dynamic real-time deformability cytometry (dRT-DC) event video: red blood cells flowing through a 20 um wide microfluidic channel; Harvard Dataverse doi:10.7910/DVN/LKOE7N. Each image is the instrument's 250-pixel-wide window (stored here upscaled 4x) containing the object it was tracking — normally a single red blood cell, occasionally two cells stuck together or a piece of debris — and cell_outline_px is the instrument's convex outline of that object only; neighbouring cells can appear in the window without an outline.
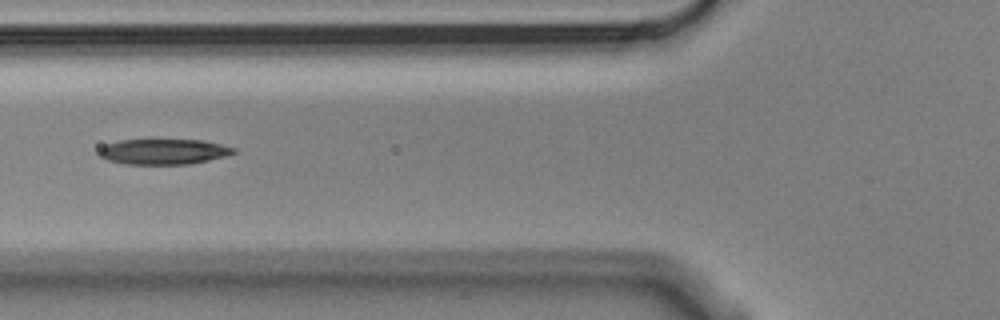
{"species": "Egyptian fruit bat (a non-hibernating species)", "species_latin": "Rousettus aegyptiacus", "temperature_condition": "cold", "stored_images_in_passage": 2, "camera_frame_rate_fps": 3000, "um_per_image_px": 0.085, "animal": {"sex": "male"}, "frame": {"image": 1, "passage_image": 2, "time_ms": 0.333, "image_size_px": [1000, 320], "cell_outline_px": [[236, 152], [228, 156], [188, 164], [124, 164], [108, 160], [100, 156], [96, 152], [104, 144], [120, 140], [204, 140], [236, 148]], "centroid_in_image_um": [13.89, 12.89], "position_along_channel_um": 111.9, "area_um2": 20.06}}